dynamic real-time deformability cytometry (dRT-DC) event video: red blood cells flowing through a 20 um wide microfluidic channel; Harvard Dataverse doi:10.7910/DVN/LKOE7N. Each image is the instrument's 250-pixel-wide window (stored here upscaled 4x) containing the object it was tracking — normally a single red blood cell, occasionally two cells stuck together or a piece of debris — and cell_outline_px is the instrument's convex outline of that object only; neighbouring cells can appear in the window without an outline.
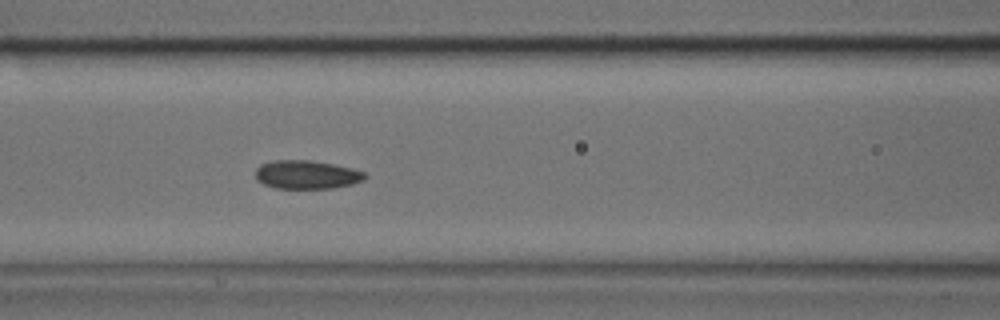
{"species": "common noctule bat (a hibernating species)", "species_latin": "Nyctalus noctula", "temperature_condition": "cold", "stored_images_in_passage": 43, "camera_frame_rate_fps": 3000, "um_per_image_px": 0.085, "animal": {"sex": "male", "body_mass_g": 17.9, "forearm_length_mm": 54.2}, "frame": {"image": 1, "passage_image": 14, "time_ms": 4.333, "image_size_px": [1000, 320], "cell_outline_px": [[368, 176], [364, 180], [352, 184], [332, 188], [276, 188], [264, 184], [256, 180], [256, 168], [260, 164], [272, 160], [308, 160], [332, 164], [352, 168], [364, 172]], "centroid_in_image_um": [26.06, 14.84], "position_along_channel_um": 140.5, "area_um2": 18.21}}
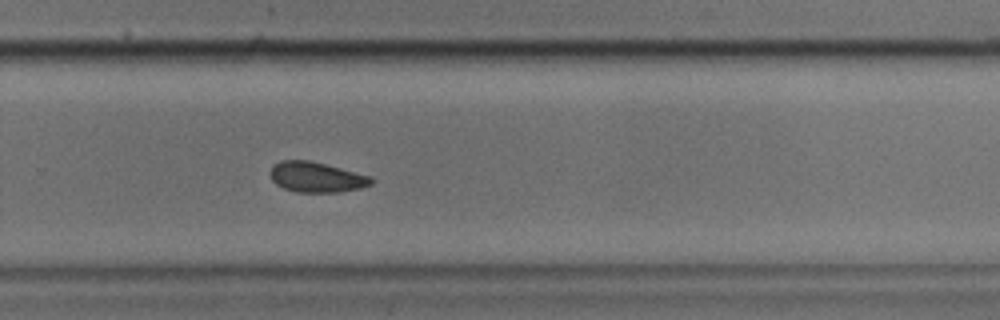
{"frame": {"image": 2, "passage_image": 26, "time_ms": 8.333, "image_size_px": [1000, 320], "cell_outline_px": [[372, 184], [360, 188], [340, 192], [296, 192], [284, 188], [276, 184], [272, 180], [268, 172], [280, 160], [308, 160], [372, 176]], "centroid_in_image_um": [26.88, 15.06], "position_along_channel_um": 302.9, "area_um2": 17.74}}
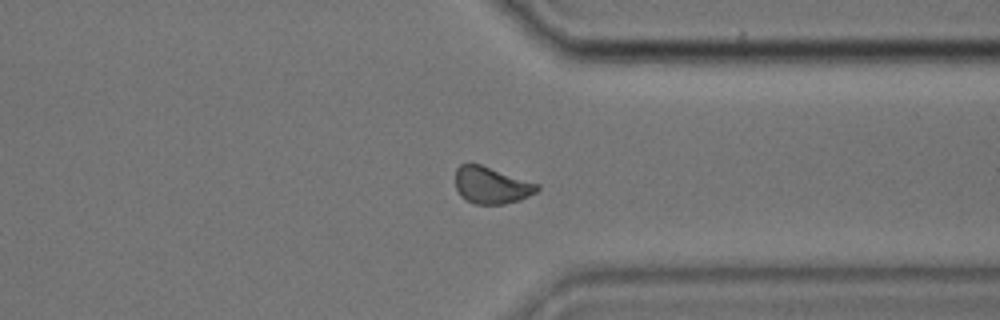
{"frame": {"image": 3, "passage_image": 31, "time_ms": 10.0, "image_size_px": [1000, 320], "cell_outline_px": [[540, 188], [536, 192], [520, 200], [504, 204], [476, 204], [464, 200], [460, 196], [456, 188], [456, 168], [460, 164], [480, 164], [540, 184]], "centroid_in_image_um": [41.77, 15.76], "position_along_channel_um": 369.6, "area_um2": 17.63}}